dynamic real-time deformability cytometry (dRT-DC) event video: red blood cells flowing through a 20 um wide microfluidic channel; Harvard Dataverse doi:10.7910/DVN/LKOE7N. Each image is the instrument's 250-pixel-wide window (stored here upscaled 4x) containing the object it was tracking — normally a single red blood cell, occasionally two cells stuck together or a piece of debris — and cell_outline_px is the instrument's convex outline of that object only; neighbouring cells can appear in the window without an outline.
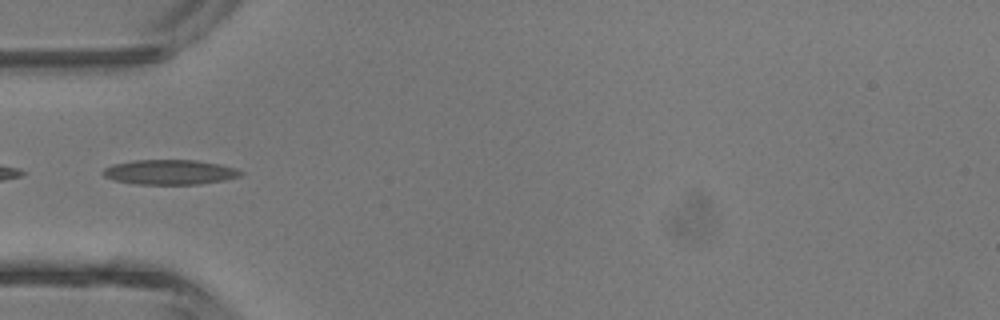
{"species": "common noctule bat (a hibernating species)", "species_latin": "Nyctalus noctula", "temperature_condition": "room temperature", "stored_images_in_passage": 35, "camera_frame_rate_fps": 3000, "um_per_image_px": 0.085, "animal": {"sex": "male", "body_mass_g": 13.3}, "frame": {"image": 1, "passage_image": 6, "time_ms": 1.667, "image_size_px": [1000, 320], "cell_outline_px": [[244, 172], [240, 176], [224, 180], [200, 184], [136, 184], [116, 180], [104, 176], [100, 172], [104, 168], [112, 164], [132, 160], [196, 160], [220, 164], [236, 168]], "centroid_in_image_um": [14.43, 14.62], "position_along_channel_um": 70.6, "area_um2": 20.0}}
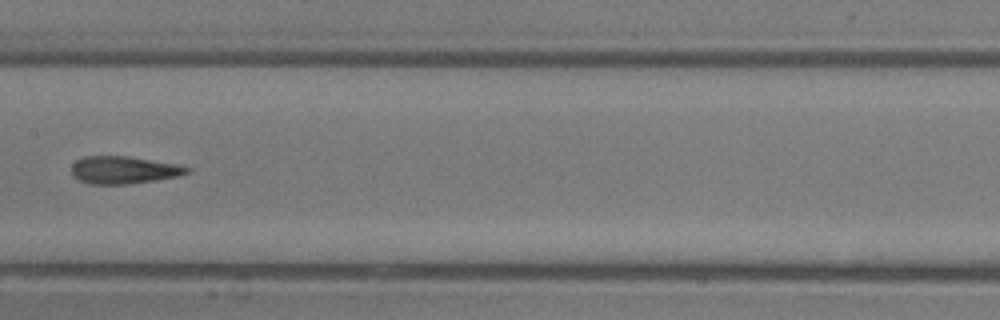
{"frame": {"image": 2, "passage_image": 14, "time_ms": 4.333, "image_size_px": [1000, 320], "cell_outline_px": [[192, 172], [180, 176], [156, 180], [128, 184], [88, 184], [72, 176], [72, 164], [76, 160], [84, 156], [128, 156], [180, 164], [192, 168]], "centroid_in_image_um": [10.57, 14.44], "position_along_channel_um": 196.8, "area_um2": 18.84}}
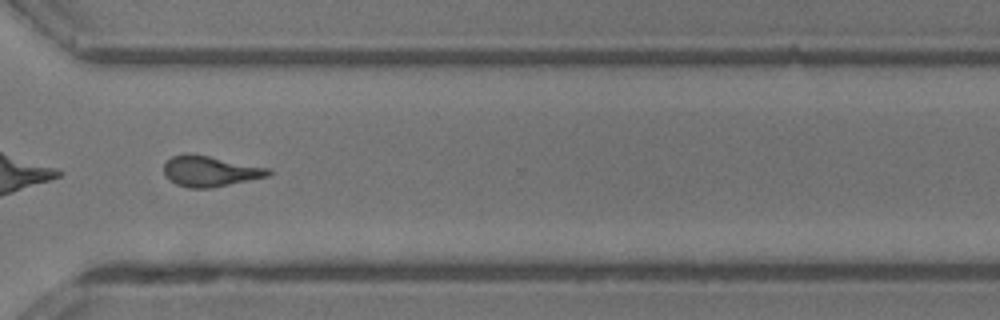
{"frame": {"image": 3, "passage_image": 24, "time_ms": 7.667, "image_size_px": [1000, 320], "cell_outline_px": [[272, 172], [268, 176], [212, 188], [188, 188], [176, 184], [168, 180], [164, 172], [164, 164], [172, 156], [184, 152], [188, 152], [272, 168]], "centroid_in_image_um": [17.85, 14.54], "position_along_channel_um": 352.8, "area_um2": 18.9}, "authors_computed_cell_mechanics": {"area_um2": 18.4382, "velocity_mm_per_s": 4.6838, "shape_relaxation_time_tau1_ms": 5.0305, "shape_relaxation_time_tau2_ms": 1.7238, "deformation_change_tau1": 0.1738, "deformation_change_tau2": 0.1057}}